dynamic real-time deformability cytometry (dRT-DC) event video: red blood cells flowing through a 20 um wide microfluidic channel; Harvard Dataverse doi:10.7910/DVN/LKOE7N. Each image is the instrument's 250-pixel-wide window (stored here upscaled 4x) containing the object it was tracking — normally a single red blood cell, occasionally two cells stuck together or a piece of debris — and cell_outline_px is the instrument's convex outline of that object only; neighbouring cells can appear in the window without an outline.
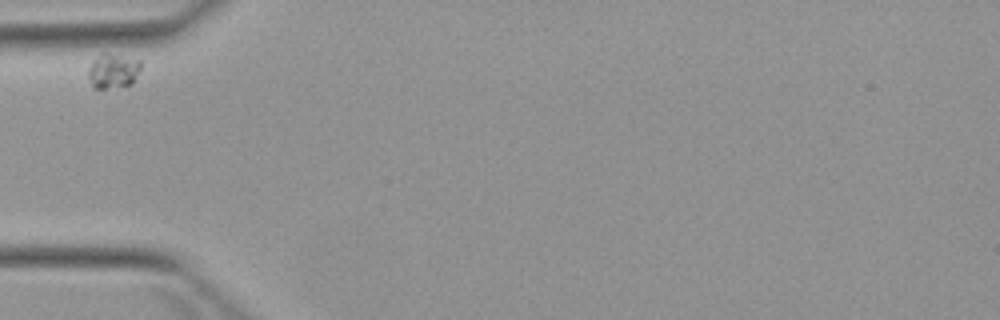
{"species": "Egyptian fruit bat (a non-hibernating species)", "species_latin": "Rousettus aegyptiacus", "temperature_condition": "warm", "stored_images_in_passage": 3, "camera_frame_rate_fps": 3000, "um_per_image_px": 0.085, "animal": {"sex": "female"}, "frame": {"image": 1, "passage_image": 1, "time_ms": 0.0, "image_size_px": [1000, 320], "cell_outline_px": [[140, 68], [132, 84], [104, 88], [92, 88], [88, 76], [88, 68], [92, 60], [100, 52], [108, 52], [140, 60]], "centroid_in_image_um": [9.56, 5.99], "position_along_channel_um": 75.4, "area_um2": 10.75}}
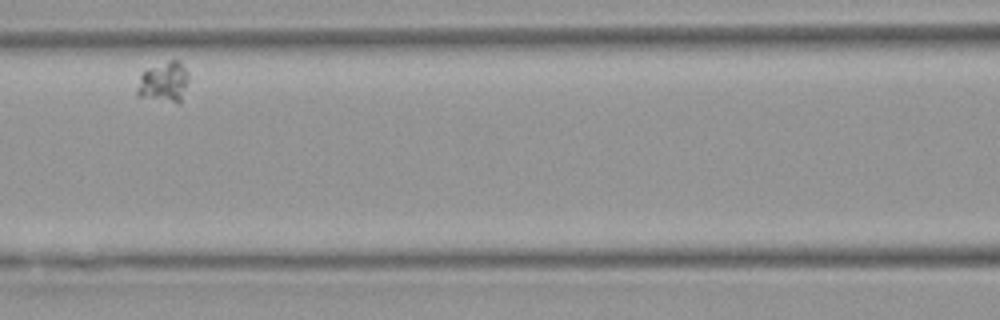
{"frame": {"image": 2, "passage_image": 3, "time_ms": 2.667, "image_size_px": [1000, 320], "cell_outline_px": [[188, 76], [180, 104], [176, 104], [136, 96], [136, 88], [140, 76], [148, 68], [168, 60], [180, 60]], "centroid_in_image_um": [13.89, 7.0], "position_along_channel_um": 152.7, "area_um2": 12.2}}